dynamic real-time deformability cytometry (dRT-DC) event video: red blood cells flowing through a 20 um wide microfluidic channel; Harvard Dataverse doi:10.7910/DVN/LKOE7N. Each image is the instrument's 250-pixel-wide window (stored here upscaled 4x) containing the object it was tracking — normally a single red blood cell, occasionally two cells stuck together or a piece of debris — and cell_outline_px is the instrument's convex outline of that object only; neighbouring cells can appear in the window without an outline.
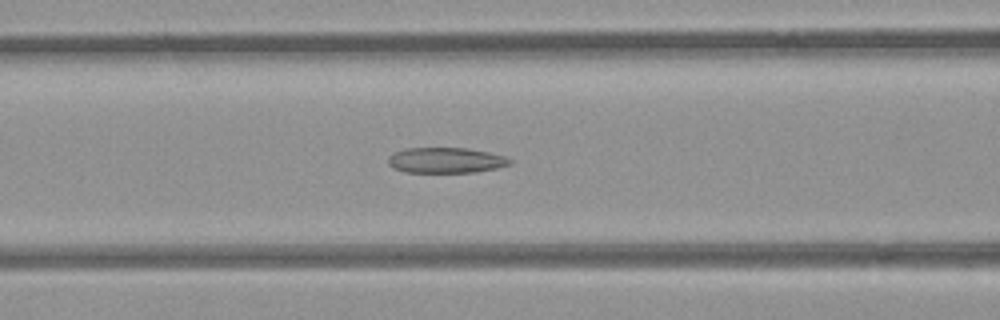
{"species": "common noctule bat (a hibernating species)", "species_latin": "Nyctalus noctula", "temperature_condition": "room temperature", "stored_images_in_passage": 52, "camera_frame_rate_fps": 3000, "um_per_image_px": 0.085, "animal": {"sex": "female", "body_mass_g": 21.9}, "frame": {"image": 1, "passage_image": 21, "time_ms": 6.667, "image_size_px": [1000, 320], "cell_outline_px": [[512, 164], [496, 168], [476, 172], [404, 172], [392, 168], [388, 164], [388, 156], [392, 152], [404, 148], [464, 148], [488, 152], [504, 156], [512, 160]], "centroid_in_image_um": [37.85, 13.62], "position_along_channel_um": 128.8, "area_um2": 18.21}}
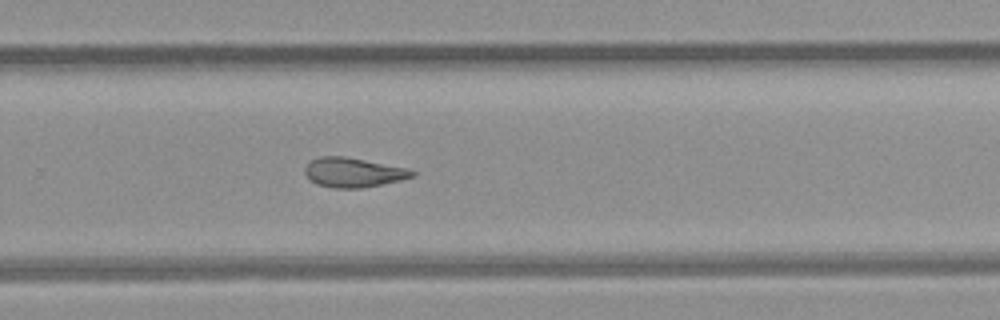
{"frame": {"image": 2, "passage_image": 34, "time_ms": 11.0, "image_size_px": [1000, 320], "cell_outline_px": [[416, 176], [400, 180], [364, 188], [332, 188], [316, 184], [304, 172], [304, 168], [312, 160], [320, 156], [344, 156], [408, 168], [416, 172]], "centroid_in_image_um": [30.05, 14.66], "position_along_channel_um": 299.7, "area_um2": 18.44}}
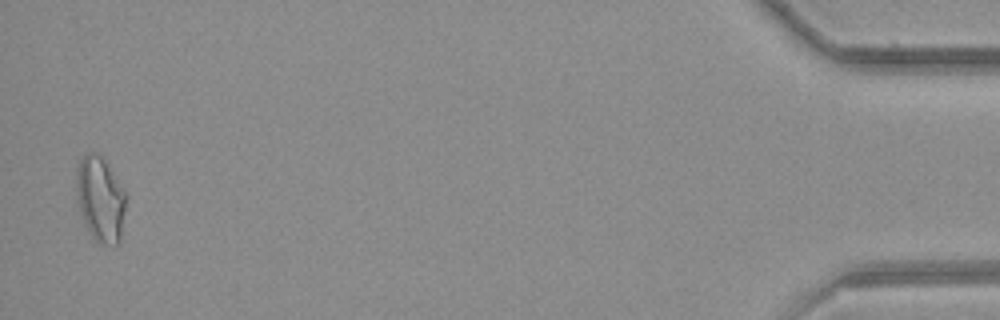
{"frame": {"image": 3, "passage_image": 51, "time_ms": 16.667, "image_size_px": [1000, 320], "cell_outline_px": [[128, 196], [120, 244], [100, 244], [88, 232], [84, 224], [80, 208], [76, 188], [76, 168], [80, 160], [88, 152], [96, 152], [104, 160]], "centroid_in_image_um": [8.55, 16.96], "position_along_channel_um": 426.6, "area_um2": 24.74}, "authors_computed_cell_mechanics": {"area_um2": 20.1433, "velocity_mm_per_s": 3.954, "shape_relaxation_time_tau1_ms": null, "shape_relaxation_time_tau2_ms": 4.4224, "deformation_change_tau1": null, "deformation_change_tau2": 0.1232}}